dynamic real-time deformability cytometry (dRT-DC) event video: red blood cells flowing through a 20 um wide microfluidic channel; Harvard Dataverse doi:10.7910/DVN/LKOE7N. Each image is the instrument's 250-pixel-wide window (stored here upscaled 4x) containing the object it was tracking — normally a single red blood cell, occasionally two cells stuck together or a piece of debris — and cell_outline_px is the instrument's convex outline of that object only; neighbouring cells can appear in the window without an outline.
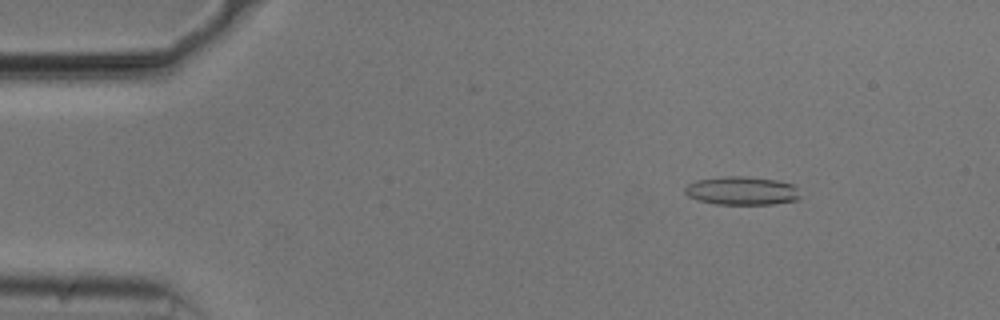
{"species": "common noctule bat (a hibernating species)", "species_latin": "Nyctalus noctula", "temperature_condition": "cold", "stored_images_in_passage": 53, "camera_frame_rate_fps": 3000, "um_per_image_px": 0.085, "animal": {"sex": "male", "body_mass_g": 20.5, "forearm_length_mm": 52.5}, "frame": {"image": 1, "passage_image": 7, "time_ms": 2.0, "image_size_px": [1000, 320], "cell_outline_px": [[800, 200], [772, 204], [716, 204], [696, 200], [688, 196], [684, 192], [684, 188], [688, 184], [696, 180], [724, 176], [744, 176], [776, 180], [792, 184], [796, 188], [800, 196]], "centroid_in_image_um": [63.04, 16.22], "position_along_channel_um": 22.0, "area_um2": 19.19}}
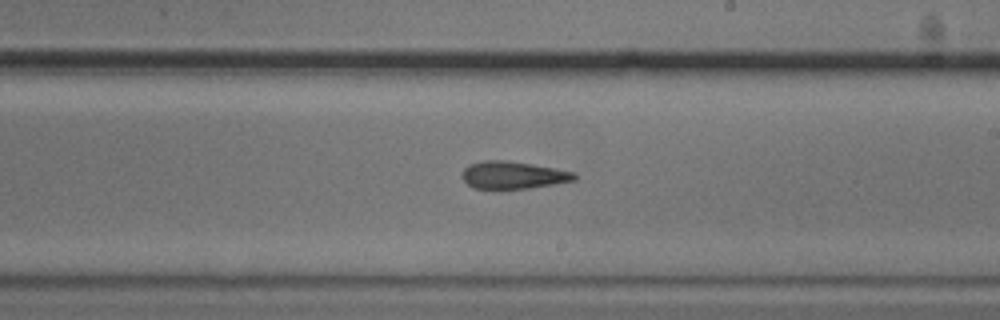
{"frame": {"image": 2, "passage_image": 31, "time_ms": 10.0, "image_size_px": [1000, 320], "cell_outline_px": [[576, 180], [532, 188], [472, 188], [460, 176], [464, 168], [468, 164], [484, 160], [508, 160], [532, 164], [576, 172]], "centroid_in_image_um": [43.6, 14.87], "position_along_channel_um": 245.4, "area_um2": 18.03}}
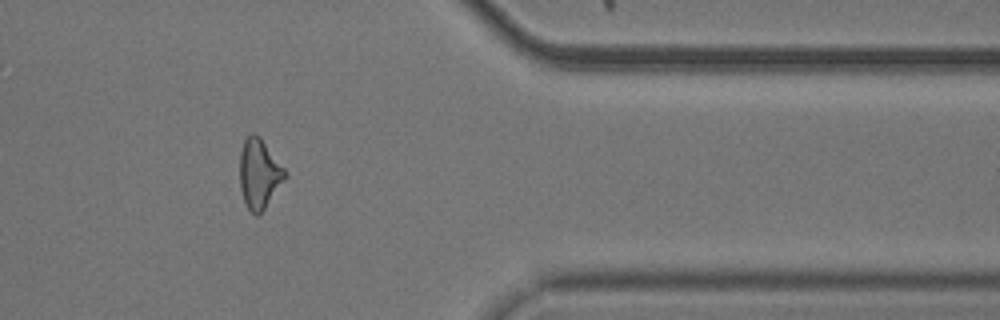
{"frame": {"image": 3, "passage_image": 44, "time_ms": 14.333, "image_size_px": [1000, 320], "cell_outline_px": [[288, 176], [264, 208], [256, 216], [248, 208], [244, 200], [240, 188], [240, 152], [244, 140], [252, 132], [260, 136], [288, 172]], "centroid_in_image_um": [22.05, 14.73], "position_along_channel_um": 389.4, "area_um2": 18.32}, "authors_computed_cell_mechanics": {"area_um2": 18.6116, "velocity_mm_per_s": 3.7571, "shape_relaxation_time_tau1_ms": 6.1156, "shape_relaxation_time_tau2_ms": 5.0238, "deformation_change_tau1": 0.1482, "deformation_change_tau2": 0.148}}